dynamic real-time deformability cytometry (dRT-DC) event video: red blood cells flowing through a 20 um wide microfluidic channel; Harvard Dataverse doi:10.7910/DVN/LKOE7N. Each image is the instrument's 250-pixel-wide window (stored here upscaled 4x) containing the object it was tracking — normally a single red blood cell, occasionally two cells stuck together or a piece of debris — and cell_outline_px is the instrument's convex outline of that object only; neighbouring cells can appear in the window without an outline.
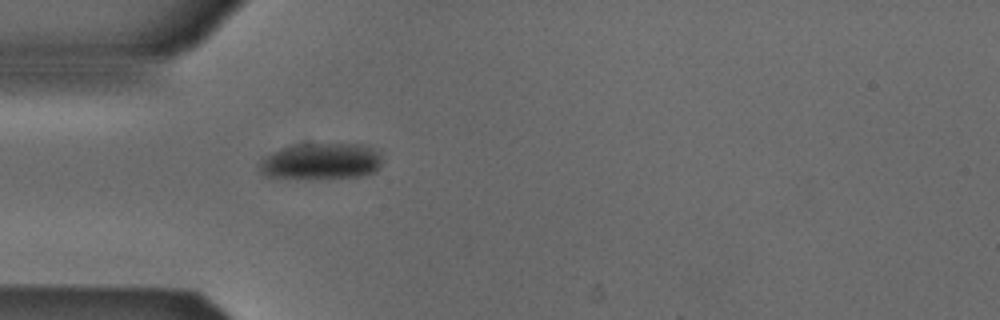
{"species": "Egyptian fruit bat (a non-hibernating species)", "species_latin": "Rousettus aegyptiacus", "temperature_condition": "cold", "stored_images_in_passage": 38, "camera_frame_rate_fps": 3000, "um_per_image_px": 0.085, "animal": {"sex": "male"}, "frame": {"image": 1, "passage_image": 1, "time_ms": 0.0, "image_size_px": [1000, 320], "cell_outline_px": [[384, 160], [380, 168], [376, 172], [360, 176], [312, 180], [308, 180], [264, 176], [260, 172], [260, 164], [272, 152], [280, 148], [296, 144], [364, 144], [380, 152]], "centroid_in_image_um": [27.35, 13.74], "position_along_channel_um": 57.6, "area_um2": 26.7}}
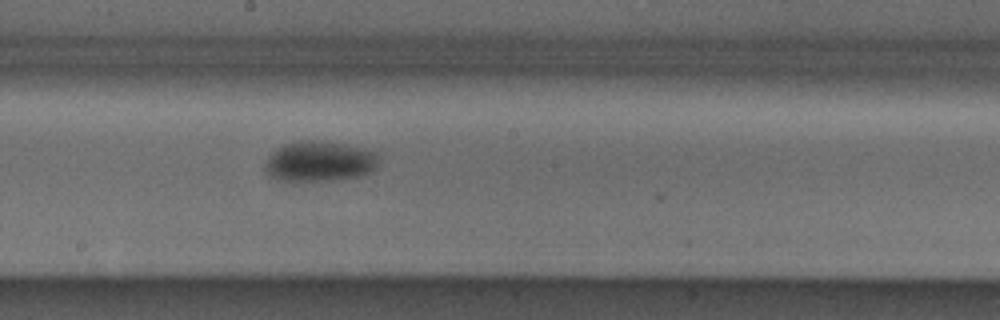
{"frame": {"image": 2, "passage_image": 14, "time_ms": 4.333, "image_size_px": [1000, 320], "cell_outline_px": [[380, 156], [376, 168], [372, 172], [360, 176], [332, 180], [292, 184], [280, 180], [264, 172], [264, 164], [268, 156], [276, 148], [284, 144], [300, 140], [320, 140], [344, 144], [380, 152]], "centroid_in_image_um": [27.14, 13.74], "position_along_channel_um": 221.1, "area_um2": 27.8}}
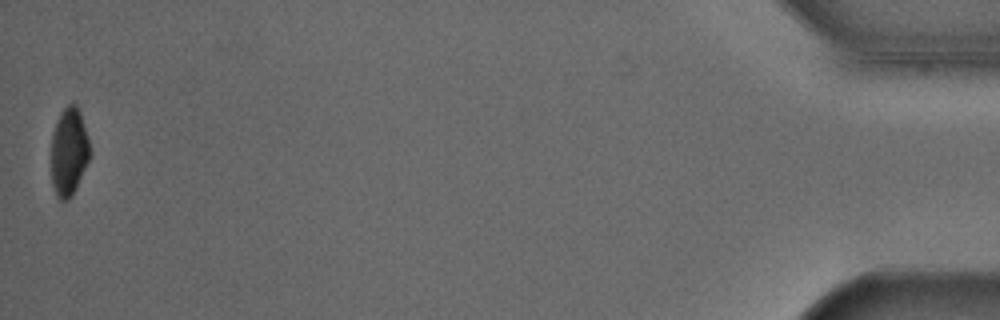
{"frame": {"image": 3, "passage_image": 38, "time_ms": 12.333, "image_size_px": [1000, 320], "cell_outline_px": [[92, 156], [72, 196], [68, 200], [60, 200], [56, 196], [52, 184], [52, 132], [56, 120], [60, 112], [68, 104], [76, 104], [80, 112], [92, 152]], "centroid_in_image_um": [5.88, 12.91], "position_along_channel_um": 429.3, "area_um2": 20.11}, "authors_computed_cell_mechanics": {"area_um2": 25.9233, "velocity_mm_per_s": 3.86, "shape_relaxation_time_tau1_ms": 5.9393, "shape_relaxation_time_tau2_ms": null, "deformation_change_tau1": 0.1033, "deformation_change_tau2": null}}